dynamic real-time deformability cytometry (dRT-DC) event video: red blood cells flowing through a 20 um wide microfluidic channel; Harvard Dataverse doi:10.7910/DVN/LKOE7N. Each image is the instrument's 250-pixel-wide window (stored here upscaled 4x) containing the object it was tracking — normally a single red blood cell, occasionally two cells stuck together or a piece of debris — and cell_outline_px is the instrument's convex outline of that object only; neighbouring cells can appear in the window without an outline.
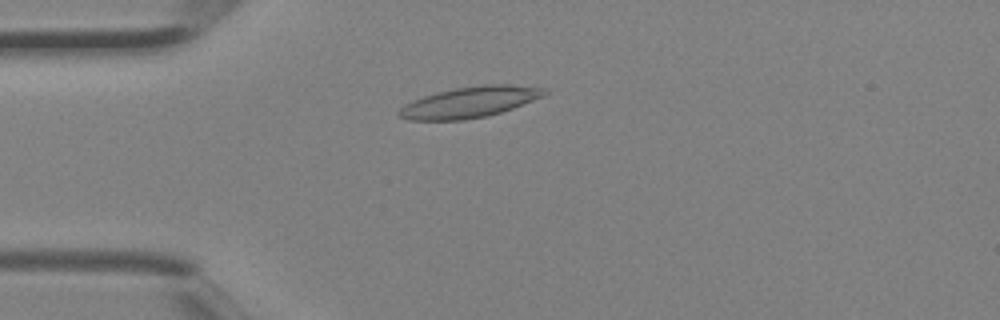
{"species": "Egyptian fruit bat (a non-hibernating species)", "species_latin": "Rousettus aegyptiacus", "temperature_condition": "room temperature", "stored_images_in_passage": 1, "camera_frame_rate_fps": 3000, "um_per_image_px": 0.085, "animal": {"sex": "female"}, "frame": {"image": 1, "passage_image": 1, "time_ms": 0.0, "image_size_px": [1000, 320], "cell_outline_px": [[548, 92], [544, 96], [512, 108], [488, 116], [464, 120], [408, 120], [400, 116], [396, 112], [404, 104], [412, 100], [436, 92], [456, 88], [480, 84], [508, 84], [544, 88]], "centroid_in_image_um": [39.9, 8.68], "position_along_channel_um": 45.1, "area_um2": 26.18}}